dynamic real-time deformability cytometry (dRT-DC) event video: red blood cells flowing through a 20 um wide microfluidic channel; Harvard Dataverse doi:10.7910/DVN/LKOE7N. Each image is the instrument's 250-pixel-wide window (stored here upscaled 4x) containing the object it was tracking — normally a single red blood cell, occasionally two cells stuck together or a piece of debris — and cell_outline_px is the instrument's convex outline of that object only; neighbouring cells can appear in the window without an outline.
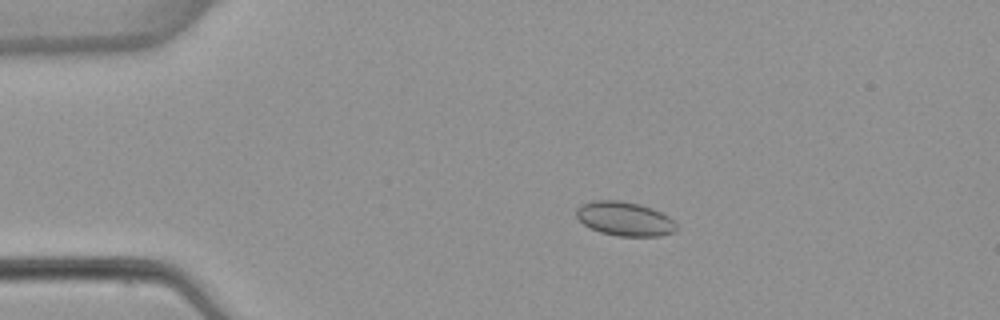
{"species": "common noctule bat (a hibernating species)", "species_latin": "Nyctalus noctula", "temperature_condition": "warm", "stored_images_in_passage": 5, "camera_frame_rate_fps": 3000, "um_per_image_px": 0.085, "animal": {"sex": "female", "body_mass_g": 22.7, "forearm_length_mm": 54.2}, "frame": {"image": 1, "passage_image": 3, "time_ms": 3.333, "image_size_px": [1000, 320], "cell_outline_px": [[676, 228], [672, 232], [660, 236], [616, 236], [600, 232], [584, 224], [576, 216], [576, 208], [580, 204], [592, 200], [620, 200], [640, 204], [652, 208], [668, 216], [676, 224]], "centroid_in_image_um": [53.06, 18.58], "position_along_channel_um": 31.9, "area_um2": 19.88}}
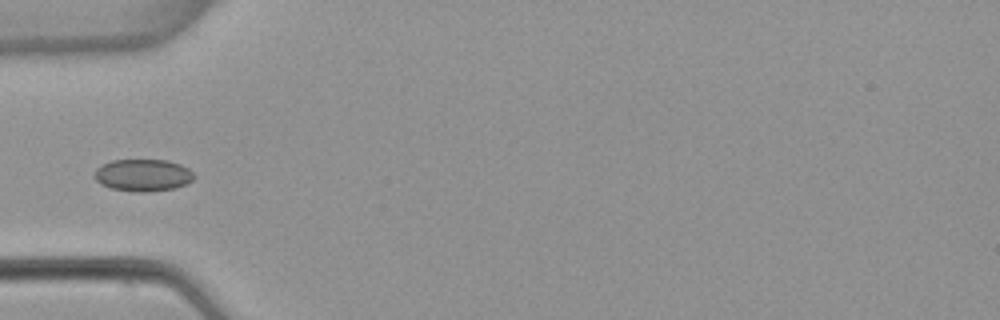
{"frame": {"image": 2, "passage_image": 5, "time_ms": 5.667, "image_size_px": [1000, 320], "cell_outline_px": [[196, 176], [192, 180], [176, 188], [148, 192], [132, 192], [112, 188], [100, 184], [92, 176], [96, 168], [112, 160], [168, 160], [180, 164], [188, 168]], "centroid_in_image_um": [12.14, 14.89], "position_along_channel_um": 72.9, "area_um2": 18.79}}